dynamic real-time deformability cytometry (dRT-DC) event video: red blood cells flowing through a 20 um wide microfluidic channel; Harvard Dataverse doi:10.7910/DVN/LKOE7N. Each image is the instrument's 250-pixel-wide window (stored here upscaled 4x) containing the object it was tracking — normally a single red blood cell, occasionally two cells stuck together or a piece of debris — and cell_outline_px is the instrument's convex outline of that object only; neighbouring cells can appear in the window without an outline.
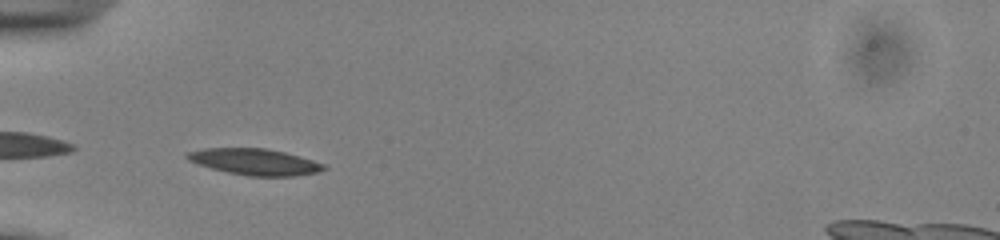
{"species": "common noctule bat (a hibernating species)", "species_latin": "Nyctalus noctula", "temperature_condition": "cold", "stored_images_in_passage": 36, "camera_frame_rate_fps": 3000, "um_per_image_px": 0.085, "animal": {"sex": "male", "body_mass_g": 13.0, "forearm_length_mm": 53.1}, "frame": {"image": 1, "passage_image": 1, "time_ms": 0.0, "image_size_px": [1000, 240], "cell_outline_px": [[328, 168], [316, 172], [296, 176], [248, 176], [228, 172], [212, 168], [188, 160], [184, 156], [188, 152], [204, 148], [264, 148], [284, 152], [300, 156], [324, 164]], "centroid_in_image_um": [21.66, 13.75], "position_along_channel_um": 63.3, "area_um2": 20.75}}
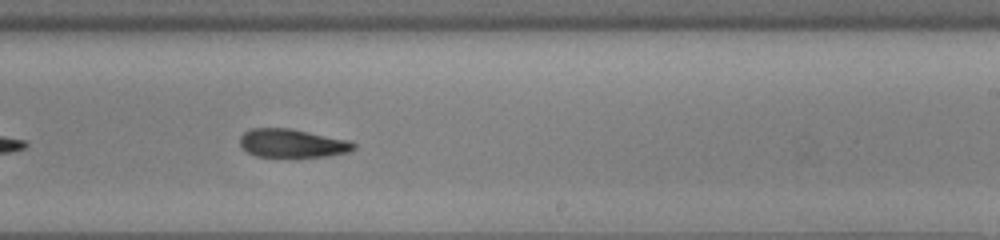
{"frame": {"image": 2, "passage_image": 17, "time_ms": 5.333, "image_size_px": [1000, 240], "cell_outline_px": [[356, 148], [348, 152], [328, 156], [256, 156], [248, 152], [240, 144], [240, 136], [248, 128], [292, 128], [352, 140], [356, 144]], "centroid_in_image_um": [24.89, 12.15], "position_along_channel_um": 264.1, "area_um2": 19.02}}
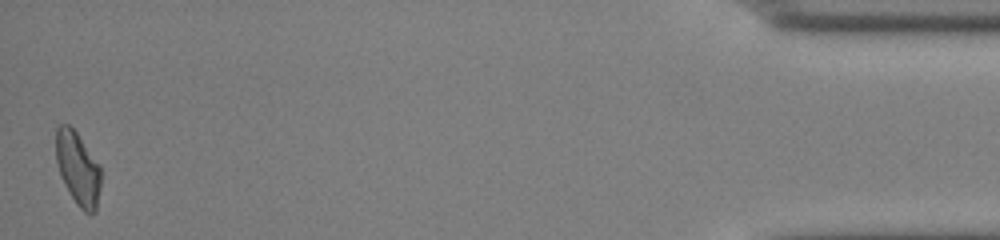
{"frame": {"image": 3, "passage_image": 36, "time_ms": 11.667, "image_size_px": [1000, 240], "cell_outline_px": [[100, 188], [96, 212], [84, 212], [76, 204], [64, 184], [60, 176], [56, 160], [56, 128], [60, 124], [68, 124], [76, 132], [100, 164]], "centroid_in_image_um": [6.62, 14.32], "position_along_channel_um": 428.6, "area_um2": 19.19}, "authors_computed_cell_mechanics": {"area_um2": 19.6231, "velocity_mm_per_s": 3.8878, "shape_relaxation_time_tau1_ms": 6.7166, "shape_relaxation_time_tau2_ms": 9.5607, "deformation_change_tau1": 0.1456, "deformation_change_tau2": 0.1947}}